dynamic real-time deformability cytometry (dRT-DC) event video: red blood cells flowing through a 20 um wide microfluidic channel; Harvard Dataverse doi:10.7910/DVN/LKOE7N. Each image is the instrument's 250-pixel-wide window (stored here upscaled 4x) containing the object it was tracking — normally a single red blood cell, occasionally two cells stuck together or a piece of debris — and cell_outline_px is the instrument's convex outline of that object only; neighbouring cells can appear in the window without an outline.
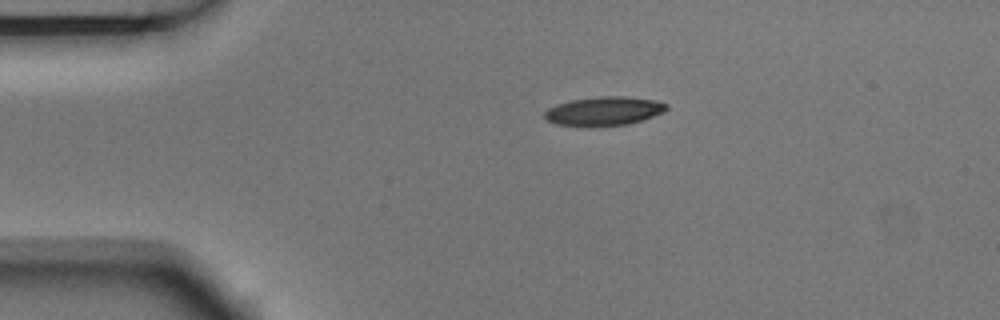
{"species": "Egyptian fruit bat (a non-hibernating species)", "species_latin": "Rousettus aegyptiacus", "temperature_condition": "room temperature", "stored_images_in_passage": 2, "camera_frame_rate_fps": 3000, "um_per_image_px": 0.085, "animal": {"sex": "male"}, "frame": {"image": 1, "passage_image": 1, "time_ms": 0.0, "image_size_px": [1000, 320], "cell_outline_px": [[668, 108], [664, 112], [628, 124], [588, 128], [556, 124], [548, 120], [544, 116], [544, 112], [548, 108], [556, 104], [572, 100], [600, 96], [624, 96], [656, 100], [668, 104]], "centroid_in_image_um": [51.32, 9.46], "position_along_channel_um": 33.7, "area_um2": 20.81}}